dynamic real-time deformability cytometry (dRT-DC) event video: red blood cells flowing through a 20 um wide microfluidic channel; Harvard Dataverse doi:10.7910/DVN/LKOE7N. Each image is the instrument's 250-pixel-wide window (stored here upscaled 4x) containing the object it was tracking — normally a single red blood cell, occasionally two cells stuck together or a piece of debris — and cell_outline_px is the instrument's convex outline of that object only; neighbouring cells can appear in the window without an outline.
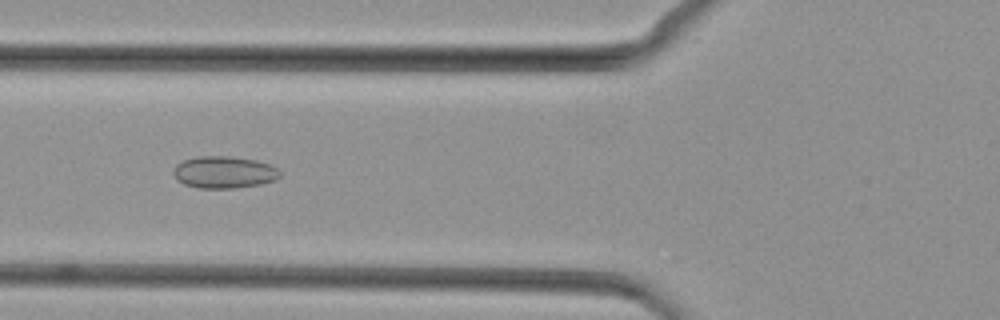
{"species": "common noctule bat (a hibernating species)", "species_latin": "Nyctalus noctula", "temperature_condition": "cold", "stored_images_in_passage": 33, "camera_frame_rate_fps": 3000, "um_per_image_px": 0.085, "animal": {"sex": "female", "body_mass_g": 29.2, "forearm_length_mm": 56.3}, "frame": {"image": 1, "passage_image": 3, "time_ms": 0.667, "image_size_px": [1000, 320], "cell_outline_px": [[280, 176], [276, 180], [260, 184], [236, 188], [200, 188], [184, 184], [176, 180], [172, 172], [176, 164], [184, 160], [196, 156], [228, 156], [256, 160], [272, 164], [280, 172]], "centroid_in_image_um": [19.04, 14.64], "position_along_channel_um": 106.8, "area_um2": 20.06}}
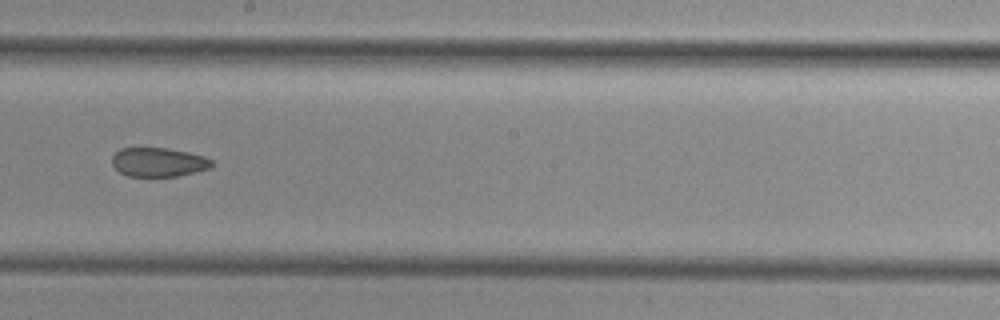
{"frame": {"image": 2, "passage_image": 12, "time_ms": 3.667, "image_size_px": [1000, 320], "cell_outline_px": [[212, 168], [176, 176], [128, 176], [120, 172], [112, 164], [112, 156], [120, 148], [168, 148], [188, 152], [204, 156], [212, 160]], "centroid_in_image_um": [13.47, 13.78], "position_along_channel_um": 234.7, "area_um2": 16.82}}
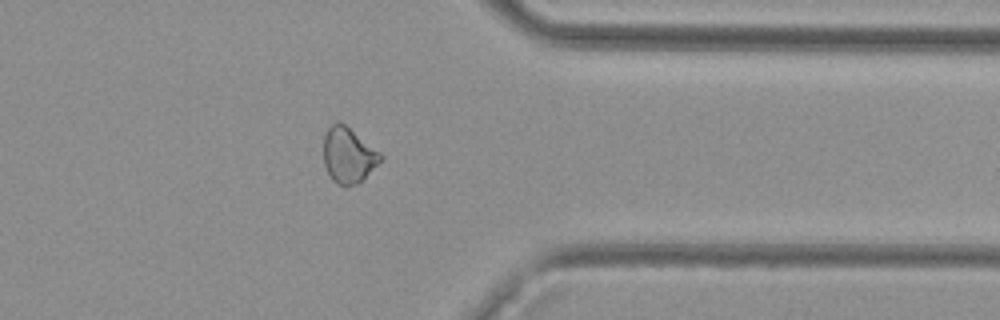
{"frame": {"image": 3, "passage_image": 23, "time_ms": 7.333, "image_size_px": [1000, 320], "cell_outline_px": [[384, 156], [356, 184], [344, 188], [336, 184], [332, 180], [324, 164], [324, 136], [328, 128], [336, 120], [340, 120], [380, 152]], "centroid_in_image_um": [29.57, 13.18], "position_along_channel_um": 381.8, "area_um2": 18.26}}